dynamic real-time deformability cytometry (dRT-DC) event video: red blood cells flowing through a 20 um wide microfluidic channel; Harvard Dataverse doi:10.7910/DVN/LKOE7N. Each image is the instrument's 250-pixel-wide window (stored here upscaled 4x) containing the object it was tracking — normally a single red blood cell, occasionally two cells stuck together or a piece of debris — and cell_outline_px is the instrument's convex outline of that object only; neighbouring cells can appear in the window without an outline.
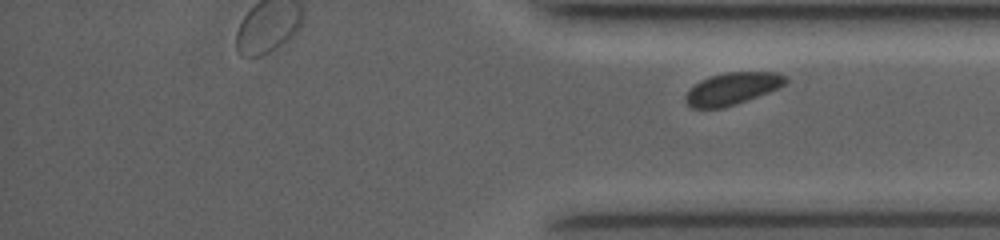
{"species": "common noctule bat (a hibernating species)", "species_latin": "Nyctalus noctula", "temperature_condition": "room temperature", "stored_images_in_passage": 34, "segment_of_instrument_passage": [2, 2], "camera_frame_rate_fps": 4000, "um_per_image_px": 0.085, "animal": {"sex": "female", "body_mass_g": 19.0, "forearm_length_mm": 53.3}, "frame": {"image": 1, "passage_image": 34, "time_ms": 10.5, "image_size_px": [1000, 240], "cell_outline_px": [[788, 80], [784, 84], [768, 92], [748, 100], [724, 108], [692, 108], [684, 100], [684, 96], [700, 80], [712, 76], [728, 72], [780, 72], [788, 76]], "centroid_in_image_um": [62.27, 7.53], "position_along_channel_um": 372.9, "area_um2": 18.61}}